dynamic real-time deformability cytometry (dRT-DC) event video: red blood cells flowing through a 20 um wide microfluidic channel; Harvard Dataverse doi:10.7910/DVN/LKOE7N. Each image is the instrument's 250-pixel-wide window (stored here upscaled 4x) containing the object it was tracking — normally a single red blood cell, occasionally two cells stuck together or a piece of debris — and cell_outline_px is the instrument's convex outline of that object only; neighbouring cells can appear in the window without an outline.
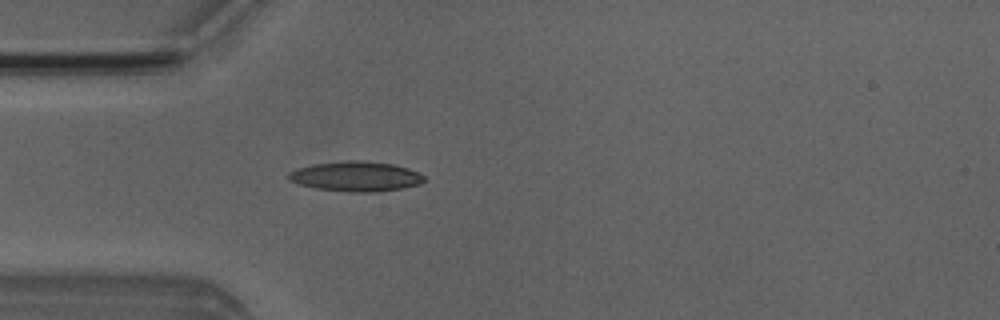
{"species": "Egyptian fruit bat (a non-hibernating species)", "species_latin": "Rousettus aegyptiacus", "temperature_condition": "room temperature", "stored_images_in_passage": 3, "camera_frame_rate_fps": 3000, "um_per_image_px": 0.085, "animal": {"sex": "male"}, "frame": {"image": 1, "passage_image": 3, "time_ms": 2.333, "image_size_px": [1000, 320], "cell_outline_px": [[424, 180], [420, 184], [404, 188], [376, 192], [348, 192], [316, 188], [300, 184], [288, 180], [288, 172], [312, 164], [344, 160], [360, 160], [392, 164], [408, 168], [424, 176]], "centroid_in_image_um": [30.25, 14.99], "position_along_channel_um": 54.8, "area_um2": 23.64}}